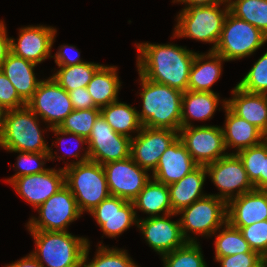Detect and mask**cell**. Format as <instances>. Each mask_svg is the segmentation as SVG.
<instances>
[{"instance_id":"cell-30","label":"cell","mask_w":267,"mask_h":267,"mask_svg":"<svg viewBox=\"0 0 267 267\" xmlns=\"http://www.w3.org/2000/svg\"><path fill=\"white\" fill-rule=\"evenodd\" d=\"M100 114L116 133L131 139V133H139L143 127L136 108L118 100L101 107Z\"/></svg>"},{"instance_id":"cell-12","label":"cell","mask_w":267,"mask_h":267,"mask_svg":"<svg viewBox=\"0 0 267 267\" xmlns=\"http://www.w3.org/2000/svg\"><path fill=\"white\" fill-rule=\"evenodd\" d=\"M178 137L182 140L192 159L199 166H206L228 154L221 126L192 125L181 127Z\"/></svg>"},{"instance_id":"cell-29","label":"cell","mask_w":267,"mask_h":267,"mask_svg":"<svg viewBox=\"0 0 267 267\" xmlns=\"http://www.w3.org/2000/svg\"><path fill=\"white\" fill-rule=\"evenodd\" d=\"M117 68L114 65H102L86 87L94 103L99 108L118 100L121 82Z\"/></svg>"},{"instance_id":"cell-38","label":"cell","mask_w":267,"mask_h":267,"mask_svg":"<svg viewBox=\"0 0 267 267\" xmlns=\"http://www.w3.org/2000/svg\"><path fill=\"white\" fill-rule=\"evenodd\" d=\"M99 115L100 108L73 110L60 124L59 128L88 139Z\"/></svg>"},{"instance_id":"cell-40","label":"cell","mask_w":267,"mask_h":267,"mask_svg":"<svg viewBox=\"0 0 267 267\" xmlns=\"http://www.w3.org/2000/svg\"><path fill=\"white\" fill-rule=\"evenodd\" d=\"M240 231L251 249L261 257L267 258V220L241 227Z\"/></svg>"},{"instance_id":"cell-41","label":"cell","mask_w":267,"mask_h":267,"mask_svg":"<svg viewBox=\"0 0 267 267\" xmlns=\"http://www.w3.org/2000/svg\"><path fill=\"white\" fill-rule=\"evenodd\" d=\"M25 106L26 102L18 95L9 79L0 71V107L8 111Z\"/></svg>"},{"instance_id":"cell-33","label":"cell","mask_w":267,"mask_h":267,"mask_svg":"<svg viewBox=\"0 0 267 267\" xmlns=\"http://www.w3.org/2000/svg\"><path fill=\"white\" fill-rule=\"evenodd\" d=\"M229 12L267 36V0H228Z\"/></svg>"},{"instance_id":"cell-31","label":"cell","mask_w":267,"mask_h":267,"mask_svg":"<svg viewBox=\"0 0 267 267\" xmlns=\"http://www.w3.org/2000/svg\"><path fill=\"white\" fill-rule=\"evenodd\" d=\"M102 65L86 61L78 65L62 66L51 78L67 92L77 88H86L93 75Z\"/></svg>"},{"instance_id":"cell-8","label":"cell","mask_w":267,"mask_h":267,"mask_svg":"<svg viewBox=\"0 0 267 267\" xmlns=\"http://www.w3.org/2000/svg\"><path fill=\"white\" fill-rule=\"evenodd\" d=\"M267 42V36L250 23L227 14L214 52L226 61L240 60L255 53Z\"/></svg>"},{"instance_id":"cell-45","label":"cell","mask_w":267,"mask_h":267,"mask_svg":"<svg viewBox=\"0 0 267 267\" xmlns=\"http://www.w3.org/2000/svg\"><path fill=\"white\" fill-rule=\"evenodd\" d=\"M74 110L99 108L85 87L68 92Z\"/></svg>"},{"instance_id":"cell-10","label":"cell","mask_w":267,"mask_h":267,"mask_svg":"<svg viewBox=\"0 0 267 267\" xmlns=\"http://www.w3.org/2000/svg\"><path fill=\"white\" fill-rule=\"evenodd\" d=\"M205 167L207 175L220 191V193L212 195L223 199L226 203L255 189L248 179L241 159L235 152L228 153Z\"/></svg>"},{"instance_id":"cell-14","label":"cell","mask_w":267,"mask_h":267,"mask_svg":"<svg viewBox=\"0 0 267 267\" xmlns=\"http://www.w3.org/2000/svg\"><path fill=\"white\" fill-rule=\"evenodd\" d=\"M103 166L110 194L133 201L151 179L148 171L130 157L105 163Z\"/></svg>"},{"instance_id":"cell-11","label":"cell","mask_w":267,"mask_h":267,"mask_svg":"<svg viewBox=\"0 0 267 267\" xmlns=\"http://www.w3.org/2000/svg\"><path fill=\"white\" fill-rule=\"evenodd\" d=\"M26 106L32 110L49 127H59L65 118L74 110L69 93L65 91L51 76L42 80L27 101Z\"/></svg>"},{"instance_id":"cell-46","label":"cell","mask_w":267,"mask_h":267,"mask_svg":"<svg viewBox=\"0 0 267 267\" xmlns=\"http://www.w3.org/2000/svg\"><path fill=\"white\" fill-rule=\"evenodd\" d=\"M6 24L0 20V67L11 52L10 38L7 35Z\"/></svg>"},{"instance_id":"cell-37","label":"cell","mask_w":267,"mask_h":267,"mask_svg":"<svg viewBox=\"0 0 267 267\" xmlns=\"http://www.w3.org/2000/svg\"><path fill=\"white\" fill-rule=\"evenodd\" d=\"M237 155L254 188L260 189V174H263L264 158H266V140L256 146L239 151Z\"/></svg>"},{"instance_id":"cell-48","label":"cell","mask_w":267,"mask_h":267,"mask_svg":"<svg viewBox=\"0 0 267 267\" xmlns=\"http://www.w3.org/2000/svg\"><path fill=\"white\" fill-rule=\"evenodd\" d=\"M4 267H42L37 259L30 253L27 256L12 262L11 264H7Z\"/></svg>"},{"instance_id":"cell-34","label":"cell","mask_w":267,"mask_h":267,"mask_svg":"<svg viewBox=\"0 0 267 267\" xmlns=\"http://www.w3.org/2000/svg\"><path fill=\"white\" fill-rule=\"evenodd\" d=\"M90 241L83 256L82 267H139L130 257L127 250L109 248L99 243L97 252L91 262L88 261ZM88 261V262H87Z\"/></svg>"},{"instance_id":"cell-18","label":"cell","mask_w":267,"mask_h":267,"mask_svg":"<svg viewBox=\"0 0 267 267\" xmlns=\"http://www.w3.org/2000/svg\"><path fill=\"white\" fill-rule=\"evenodd\" d=\"M56 34L57 30L52 26L21 27L17 40L10 38L11 53L36 65L41 64L47 58H52L51 48L55 42Z\"/></svg>"},{"instance_id":"cell-7","label":"cell","mask_w":267,"mask_h":267,"mask_svg":"<svg viewBox=\"0 0 267 267\" xmlns=\"http://www.w3.org/2000/svg\"><path fill=\"white\" fill-rule=\"evenodd\" d=\"M180 214L183 237L187 242H197V237H192L189 233L211 237L227 221V203L208 194L183 208L178 212Z\"/></svg>"},{"instance_id":"cell-13","label":"cell","mask_w":267,"mask_h":267,"mask_svg":"<svg viewBox=\"0 0 267 267\" xmlns=\"http://www.w3.org/2000/svg\"><path fill=\"white\" fill-rule=\"evenodd\" d=\"M90 161L105 163L130 157L131 138L116 133L100 114L87 139Z\"/></svg>"},{"instance_id":"cell-26","label":"cell","mask_w":267,"mask_h":267,"mask_svg":"<svg viewBox=\"0 0 267 267\" xmlns=\"http://www.w3.org/2000/svg\"><path fill=\"white\" fill-rule=\"evenodd\" d=\"M226 106L225 99L220 100L216 92H196L187 90L182 95L181 127L192 126V120H210L219 105Z\"/></svg>"},{"instance_id":"cell-44","label":"cell","mask_w":267,"mask_h":267,"mask_svg":"<svg viewBox=\"0 0 267 267\" xmlns=\"http://www.w3.org/2000/svg\"><path fill=\"white\" fill-rule=\"evenodd\" d=\"M70 51H73L74 54H71ZM53 57L58 67L78 65L86 62L80 58V50L76 49L75 46L67 44L60 46Z\"/></svg>"},{"instance_id":"cell-1","label":"cell","mask_w":267,"mask_h":267,"mask_svg":"<svg viewBox=\"0 0 267 267\" xmlns=\"http://www.w3.org/2000/svg\"><path fill=\"white\" fill-rule=\"evenodd\" d=\"M138 74L182 92L188 90L196 52L176 44L136 43Z\"/></svg>"},{"instance_id":"cell-47","label":"cell","mask_w":267,"mask_h":267,"mask_svg":"<svg viewBox=\"0 0 267 267\" xmlns=\"http://www.w3.org/2000/svg\"><path fill=\"white\" fill-rule=\"evenodd\" d=\"M173 3H183L184 8L190 6H211V5H221L228 4V0H172Z\"/></svg>"},{"instance_id":"cell-27","label":"cell","mask_w":267,"mask_h":267,"mask_svg":"<svg viewBox=\"0 0 267 267\" xmlns=\"http://www.w3.org/2000/svg\"><path fill=\"white\" fill-rule=\"evenodd\" d=\"M206 176V167L198 166L181 180L168 185L173 213L180 212L196 200L208 195L202 191Z\"/></svg>"},{"instance_id":"cell-6","label":"cell","mask_w":267,"mask_h":267,"mask_svg":"<svg viewBox=\"0 0 267 267\" xmlns=\"http://www.w3.org/2000/svg\"><path fill=\"white\" fill-rule=\"evenodd\" d=\"M65 185L76 199L78 208L83 214L91 212L110 191L103 166L93 161H86L64 168Z\"/></svg>"},{"instance_id":"cell-2","label":"cell","mask_w":267,"mask_h":267,"mask_svg":"<svg viewBox=\"0 0 267 267\" xmlns=\"http://www.w3.org/2000/svg\"><path fill=\"white\" fill-rule=\"evenodd\" d=\"M142 90L140 122L150 128L178 131L181 128L183 92L165 84L146 79L139 74Z\"/></svg>"},{"instance_id":"cell-51","label":"cell","mask_w":267,"mask_h":267,"mask_svg":"<svg viewBox=\"0 0 267 267\" xmlns=\"http://www.w3.org/2000/svg\"><path fill=\"white\" fill-rule=\"evenodd\" d=\"M254 267H267V258H263L256 266Z\"/></svg>"},{"instance_id":"cell-19","label":"cell","mask_w":267,"mask_h":267,"mask_svg":"<svg viewBox=\"0 0 267 267\" xmlns=\"http://www.w3.org/2000/svg\"><path fill=\"white\" fill-rule=\"evenodd\" d=\"M10 184L36 210L65 185V173L63 168H48L41 173L17 177Z\"/></svg>"},{"instance_id":"cell-25","label":"cell","mask_w":267,"mask_h":267,"mask_svg":"<svg viewBox=\"0 0 267 267\" xmlns=\"http://www.w3.org/2000/svg\"><path fill=\"white\" fill-rule=\"evenodd\" d=\"M226 60L215 53H197L192 63L188 81V90L196 92H214L211 87L221 77L222 64Z\"/></svg>"},{"instance_id":"cell-24","label":"cell","mask_w":267,"mask_h":267,"mask_svg":"<svg viewBox=\"0 0 267 267\" xmlns=\"http://www.w3.org/2000/svg\"><path fill=\"white\" fill-rule=\"evenodd\" d=\"M36 66L35 63L10 52L0 67V71L9 79L18 95L26 103L34 95L42 81L37 79L34 73Z\"/></svg>"},{"instance_id":"cell-35","label":"cell","mask_w":267,"mask_h":267,"mask_svg":"<svg viewBox=\"0 0 267 267\" xmlns=\"http://www.w3.org/2000/svg\"><path fill=\"white\" fill-rule=\"evenodd\" d=\"M198 242H187L184 246L161 256L163 267H208Z\"/></svg>"},{"instance_id":"cell-17","label":"cell","mask_w":267,"mask_h":267,"mask_svg":"<svg viewBox=\"0 0 267 267\" xmlns=\"http://www.w3.org/2000/svg\"><path fill=\"white\" fill-rule=\"evenodd\" d=\"M104 235L116 238L133 224L137 226L138 216L133 202L110 195L91 212Z\"/></svg>"},{"instance_id":"cell-43","label":"cell","mask_w":267,"mask_h":267,"mask_svg":"<svg viewBox=\"0 0 267 267\" xmlns=\"http://www.w3.org/2000/svg\"><path fill=\"white\" fill-rule=\"evenodd\" d=\"M263 257L258 253H240L232 256L215 257V261L221 265V267H254Z\"/></svg>"},{"instance_id":"cell-32","label":"cell","mask_w":267,"mask_h":267,"mask_svg":"<svg viewBox=\"0 0 267 267\" xmlns=\"http://www.w3.org/2000/svg\"><path fill=\"white\" fill-rule=\"evenodd\" d=\"M222 228V230L218 229L213 234L217 235L214 241V257L232 256L240 253H257L251 249L240 229L233 227L228 221L223 224Z\"/></svg>"},{"instance_id":"cell-22","label":"cell","mask_w":267,"mask_h":267,"mask_svg":"<svg viewBox=\"0 0 267 267\" xmlns=\"http://www.w3.org/2000/svg\"><path fill=\"white\" fill-rule=\"evenodd\" d=\"M232 97L226 106L238 117L267 133V94L250 93L237 85L231 91Z\"/></svg>"},{"instance_id":"cell-49","label":"cell","mask_w":267,"mask_h":267,"mask_svg":"<svg viewBox=\"0 0 267 267\" xmlns=\"http://www.w3.org/2000/svg\"><path fill=\"white\" fill-rule=\"evenodd\" d=\"M260 189L267 190V140H266V158H264L263 174H260Z\"/></svg>"},{"instance_id":"cell-23","label":"cell","mask_w":267,"mask_h":267,"mask_svg":"<svg viewBox=\"0 0 267 267\" xmlns=\"http://www.w3.org/2000/svg\"><path fill=\"white\" fill-rule=\"evenodd\" d=\"M223 109L226 117L222 131L226 150L235 148L237 154L265 140V134L256 126L238 117L227 106H223Z\"/></svg>"},{"instance_id":"cell-21","label":"cell","mask_w":267,"mask_h":267,"mask_svg":"<svg viewBox=\"0 0 267 267\" xmlns=\"http://www.w3.org/2000/svg\"><path fill=\"white\" fill-rule=\"evenodd\" d=\"M198 166L178 137L161 155L151 177L160 183L169 185L181 180Z\"/></svg>"},{"instance_id":"cell-3","label":"cell","mask_w":267,"mask_h":267,"mask_svg":"<svg viewBox=\"0 0 267 267\" xmlns=\"http://www.w3.org/2000/svg\"><path fill=\"white\" fill-rule=\"evenodd\" d=\"M29 232L36 246L31 254L42 267H82L88 238L74 236L69 231Z\"/></svg>"},{"instance_id":"cell-36","label":"cell","mask_w":267,"mask_h":267,"mask_svg":"<svg viewBox=\"0 0 267 267\" xmlns=\"http://www.w3.org/2000/svg\"><path fill=\"white\" fill-rule=\"evenodd\" d=\"M19 153L17 159V164L15 163L16 172L12 177L5 179L9 184L17 177L27 176L31 174H37L46 171L48 168L43 167L45 162L48 160H54L53 150L50 147V152H22Z\"/></svg>"},{"instance_id":"cell-5","label":"cell","mask_w":267,"mask_h":267,"mask_svg":"<svg viewBox=\"0 0 267 267\" xmlns=\"http://www.w3.org/2000/svg\"><path fill=\"white\" fill-rule=\"evenodd\" d=\"M225 7V8H224ZM229 5L190 6L182 8L177 15L173 38H191L204 43L213 44L210 51H214L221 36L223 24Z\"/></svg>"},{"instance_id":"cell-20","label":"cell","mask_w":267,"mask_h":267,"mask_svg":"<svg viewBox=\"0 0 267 267\" xmlns=\"http://www.w3.org/2000/svg\"><path fill=\"white\" fill-rule=\"evenodd\" d=\"M267 220V190L254 189L227 203V221L235 228Z\"/></svg>"},{"instance_id":"cell-42","label":"cell","mask_w":267,"mask_h":267,"mask_svg":"<svg viewBox=\"0 0 267 267\" xmlns=\"http://www.w3.org/2000/svg\"><path fill=\"white\" fill-rule=\"evenodd\" d=\"M48 130L49 131L51 130L52 132H54L55 133V137L56 136H59V137L56 138V142H55V144L57 146H59V145L61 146L62 145L61 143H64L65 142L63 136H69V137L72 136L79 144L81 143L80 145H84V144L85 145H88V142H87V139L86 138H84L82 136H79L77 134H74V133H69V132L63 131L59 127H52L50 129L48 128ZM60 135L62 137H60ZM78 149H79V151H78ZM72 151L73 150H69V151L65 152V156L68 155V157H71V156L72 157H76V158L79 157L78 158L79 160L77 159L76 162H75L74 159H73V163L72 162H70V164L67 163L63 167V169L66 168V167H68V166H71V165H74V164H80V163H83V162H86V161H89L90 160L88 148L85 149L84 154H82L81 156L79 155L80 152H81L80 148H77V150H75L74 153Z\"/></svg>"},{"instance_id":"cell-9","label":"cell","mask_w":267,"mask_h":267,"mask_svg":"<svg viewBox=\"0 0 267 267\" xmlns=\"http://www.w3.org/2000/svg\"><path fill=\"white\" fill-rule=\"evenodd\" d=\"M36 210L39 216L38 218L33 216L28 220L26 224L28 231H68V225L82 215L76 199L66 185Z\"/></svg>"},{"instance_id":"cell-4","label":"cell","mask_w":267,"mask_h":267,"mask_svg":"<svg viewBox=\"0 0 267 267\" xmlns=\"http://www.w3.org/2000/svg\"><path fill=\"white\" fill-rule=\"evenodd\" d=\"M39 120L27 106L6 111L0 147L7 152H50Z\"/></svg>"},{"instance_id":"cell-50","label":"cell","mask_w":267,"mask_h":267,"mask_svg":"<svg viewBox=\"0 0 267 267\" xmlns=\"http://www.w3.org/2000/svg\"><path fill=\"white\" fill-rule=\"evenodd\" d=\"M5 110L0 107V142L3 135V125H4V116H5Z\"/></svg>"},{"instance_id":"cell-15","label":"cell","mask_w":267,"mask_h":267,"mask_svg":"<svg viewBox=\"0 0 267 267\" xmlns=\"http://www.w3.org/2000/svg\"><path fill=\"white\" fill-rule=\"evenodd\" d=\"M178 138V131L143 126L131 139L130 156L141 168L152 173L161 155Z\"/></svg>"},{"instance_id":"cell-39","label":"cell","mask_w":267,"mask_h":267,"mask_svg":"<svg viewBox=\"0 0 267 267\" xmlns=\"http://www.w3.org/2000/svg\"><path fill=\"white\" fill-rule=\"evenodd\" d=\"M236 85L246 92L267 94V51Z\"/></svg>"},{"instance_id":"cell-28","label":"cell","mask_w":267,"mask_h":267,"mask_svg":"<svg viewBox=\"0 0 267 267\" xmlns=\"http://www.w3.org/2000/svg\"><path fill=\"white\" fill-rule=\"evenodd\" d=\"M151 179L132 201L135 211L140 210L148 214L149 217L173 213L168 185L160 183L153 178Z\"/></svg>"},{"instance_id":"cell-16","label":"cell","mask_w":267,"mask_h":267,"mask_svg":"<svg viewBox=\"0 0 267 267\" xmlns=\"http://www.w3.org/2000/svg\"><path fill=\"white\" fill-rule=\"evenodd\" d=\"M171 213L164 216L148 217L138 219L137 228L141 231L145 241L160 257L184 246L187 241L181 231L180 219L170 220Z\"/></svg>"}]
</instances>
